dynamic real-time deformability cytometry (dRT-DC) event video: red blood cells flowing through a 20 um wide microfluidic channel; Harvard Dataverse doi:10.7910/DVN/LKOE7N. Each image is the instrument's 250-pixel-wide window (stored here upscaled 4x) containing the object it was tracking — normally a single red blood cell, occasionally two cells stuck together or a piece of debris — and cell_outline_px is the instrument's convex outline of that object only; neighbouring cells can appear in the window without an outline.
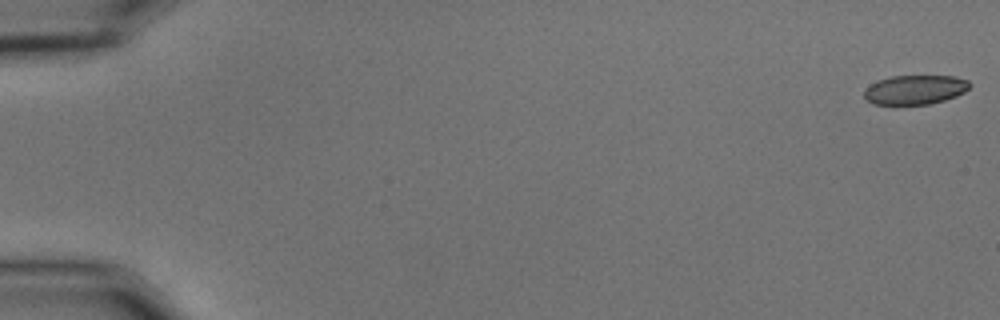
{"species": "common noctule bat (a hibernating species)", "species_latin": "Nyctalus noctula", "temperature_condition": "cold", "stored_images_in_passage": 31, "camera_frame_rate_fps": 3000, "um_per_image_px": 0.085, "animal": {"sex": "male", "body_mass_g": 15.6}, "frame": {"image": 1, "passage_image": 1, "time_ms": 0.0, "image_size_px": [1000, 320], "cell_outline_px": [[972, 84], [964, 92], [956, 96], [944, 100], [928, 104], [872, 104], [864, 96], [864, 88], [880, 80], [892, 76], [956, 76], [968, 80]], "centroid_in_image_um": [77.8, 7.62], "position_along_channel_um": 7.2, "area_um2": 17.92}}
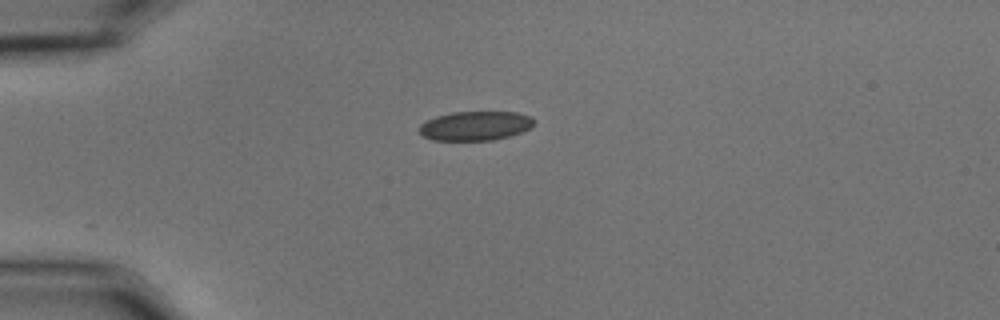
{"frame": {"image": 2, "passage_image": 15, "time_ms": 4.667, "image_size_px": [1000, 320], "cell_outline_px": [[536, 120], [528, 128], [520, 132], [508, 136], [492, 140], [432, 140], [424, 136], [420, 132], [420, 124], [436, 116], [452, 112], [516, 112], [532, 116]], "centroid_in_image_um": [40.41, 10.68], "position_along_channel_um": 44.6, "area_um2": 19.36}}
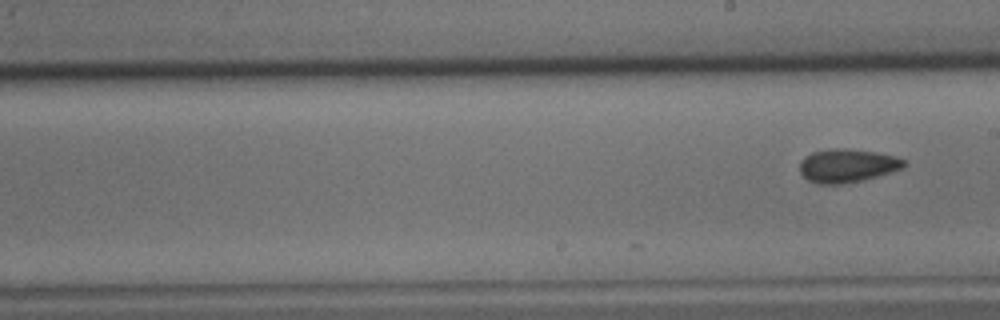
{"frame": {"image": 3, "passage_image": 31, "time_ms": 10.0, "image_size_px": [1000, 320], "cell_outline_px": [[908, 164], [904, 168], [864, 180], [840, 184], [820, 184], [808, 180], [800, 172], [800, 160], [804, 156], [812, 152], [832, 148], [848, 148], [876, 152], [896, 156], [908, 160]], "centroid_in_image_um": [72.06, 14.07], "position_along_channel_um": 216.9, "area_um2": 20.63}}